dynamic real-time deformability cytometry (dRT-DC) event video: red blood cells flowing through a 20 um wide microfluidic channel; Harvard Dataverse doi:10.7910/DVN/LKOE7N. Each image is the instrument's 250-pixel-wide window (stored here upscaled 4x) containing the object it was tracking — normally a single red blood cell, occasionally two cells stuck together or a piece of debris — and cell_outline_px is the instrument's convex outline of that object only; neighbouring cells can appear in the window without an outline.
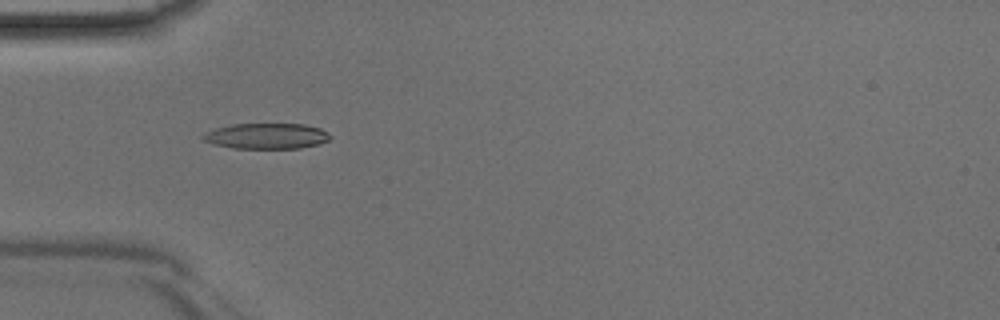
{"species": "Egyptian fruit bat (a non-hibernating species)", "species_latin": "Rousettus aegyptiacus", "temperature_condition": "room temperature", "stored_images_in_passage": 42, "camera_frame_rate_fps": 3000, "um_per_image_px": 0.085, "animal": {"sex": "male"}, "frame": {"image": 1, "passage_image": 11, "time_ms": 3.333, "image_size_px": [1000, 320], "cell_outline_px": [[332, 136], [328, 140], [320, 144], [300, 148], [232, 148], [216, 144], [204, 140], [200, 136], [204, 132], [216, 128], [232, 124], [304, 124], [320, 128], [328, 132]], "centroid_in_image_um": [22.67, 11.56], "position_along_channel_um": 62.3, "area_um2": 19.02}}
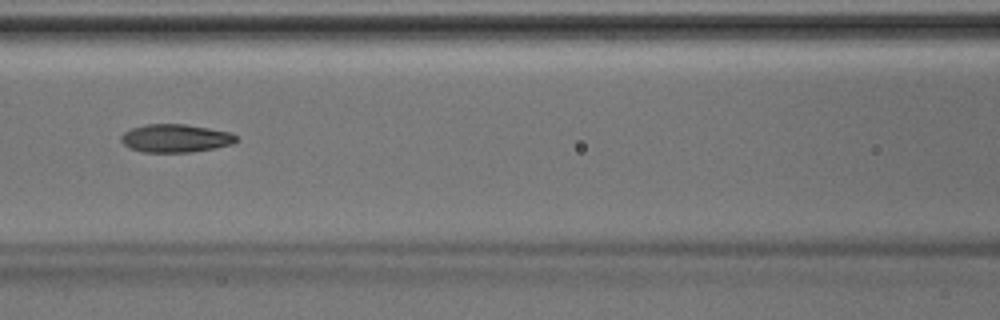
{"frame": {"image": 2, "passage_image": 17, "time_ms": 5.333, "image_size_px": [1000, 320], "cell_outline_px": [[240, 140], [232, 144], [192, 152], [144, 152], [132, 148], [124, 144], [120, 140], [120, 136], [124, 132], [132, 128], [144, 124], [184, 124], [232, 132]], "centroid_in_image_um": [14.93, 11.74], "position_along_channel_um": 151.7, "area_um2": 18.84}}
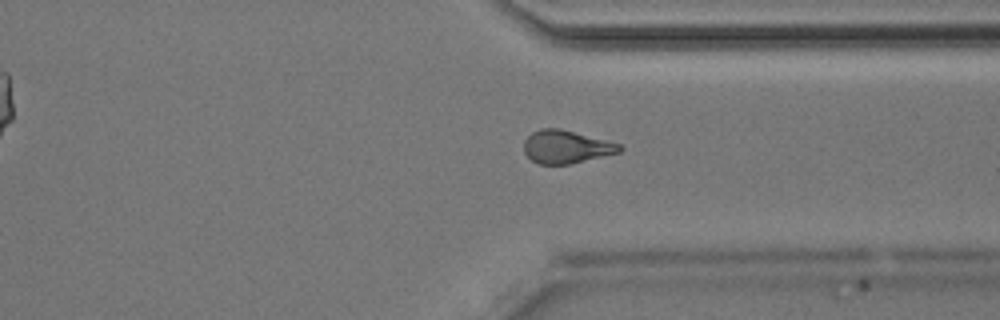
{"frame": {"image": 3, "passage_image": 31, "time_ms": 10.0, "image_size_px": [1000, 320], "cell_outline_px": [[624, 148], [620, 152], [568, 164], [540, 164], [532, 160], [524, 152], [524, 140], [532, 132], [540, 128], [560, 128], [620, 144]], "centroid_in_image_um": [48.1, 12.47], "position_along_channel_um": 363.3, "area_um2": 18.21}}